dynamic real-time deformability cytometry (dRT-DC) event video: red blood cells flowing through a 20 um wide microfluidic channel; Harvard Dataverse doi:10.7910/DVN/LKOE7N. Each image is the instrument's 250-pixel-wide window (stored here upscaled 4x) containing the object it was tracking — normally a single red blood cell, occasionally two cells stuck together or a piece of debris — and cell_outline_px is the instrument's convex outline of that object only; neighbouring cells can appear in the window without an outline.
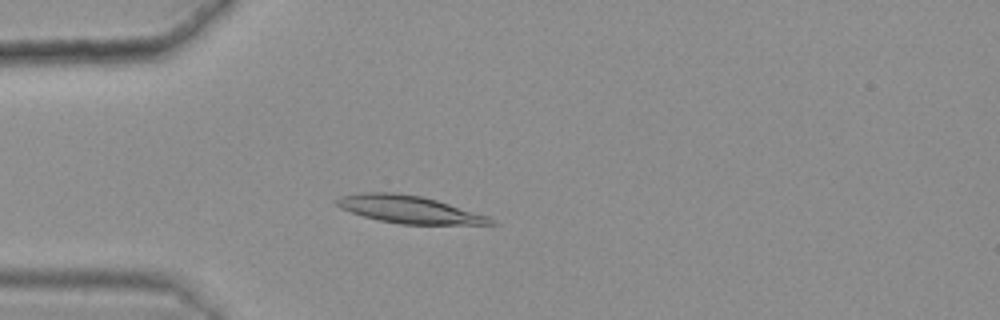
{"species": "common noctule bat (a hibernating species)", "species_latin": "Nyctalus noctula", "temperature_condition": "warm", "stored_images_in_passage": 45, "camera_frame_rate_fps": 3000, "um_per_image_px": 0.085, "animal": {"sex": "female", "body_mass_g": 25.1}, "frame": {"image": 1, "passage_image": 14, "time_ms": 4.333, "image_size_px": [1000, 320], "cell_outline_px": [[500, 224], [400, 224], [380, 220], [364, 216], [340, 208], [332, 200], [344, 196], [364, 192], [396, 192], [420, 196], [436, 200], [488, 216]], "centroid_in_image_um": [34.76, 17.8], "position_along_channel_um": 50.2, "area_um2": 24.33}}
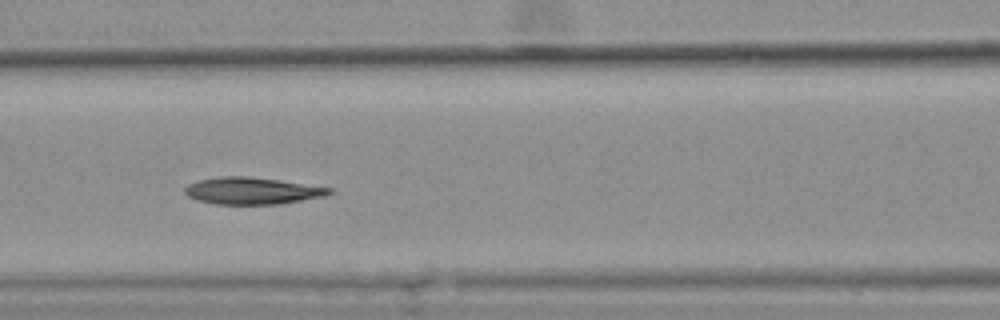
{"frame": {"image": 2, "passage_image": 23, "time_ms": 7.333, "image_size_px": [1000, 320], "cell_outline_px": [[332, 192], [324, 196], [280, 204], [216, 204], [196, 200], [188, 196], [184, 192], [184, 188], [188, 184], [200, 180], [220, 176], [244, 176], [276, 180], [332, 188]], "centroid_in_image_um": [21.38, 16.22], "position_along_channel_um": 145.2, "area_um2": 22.37}}
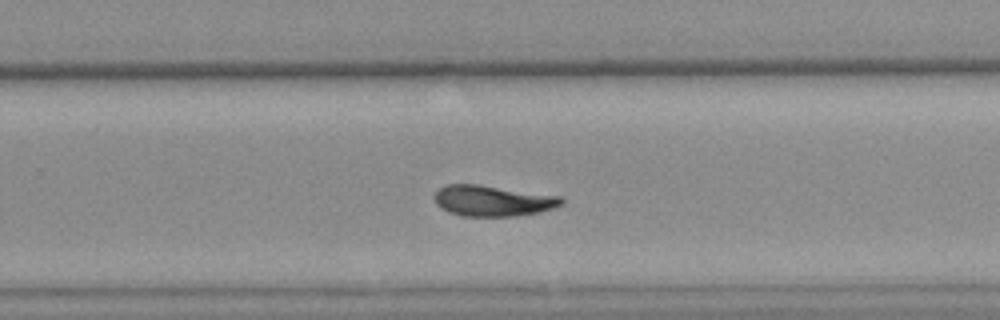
{"frame": {"image": 3, "passage_image": 35, "time_ms": 11.333, "image_size_px": [1000, 320], "cell_outline_px": [[564, 204], [540, 212], [516, 216], [464, 216], [448, 212], [440, 208], [436, 204], [432, 196], [444, 184], [476, 184], [560, 196], [564, 200]], "centroid_in_image_um": [41.84, 17.07], "position_along_channel_um": 288.0, "area_um2": 22.89}, "authors_computed_cell_mechanics": {"area_um2": 23.2934, "velocity_mm_per_s": 3.5804, "shape_relaxation_time_tau1_ms": null, "shape_relaxation_time_tau2_ms": 5.6433, "deformation_change_tau1": null, "deformation_change_tau2": 0.1086}}